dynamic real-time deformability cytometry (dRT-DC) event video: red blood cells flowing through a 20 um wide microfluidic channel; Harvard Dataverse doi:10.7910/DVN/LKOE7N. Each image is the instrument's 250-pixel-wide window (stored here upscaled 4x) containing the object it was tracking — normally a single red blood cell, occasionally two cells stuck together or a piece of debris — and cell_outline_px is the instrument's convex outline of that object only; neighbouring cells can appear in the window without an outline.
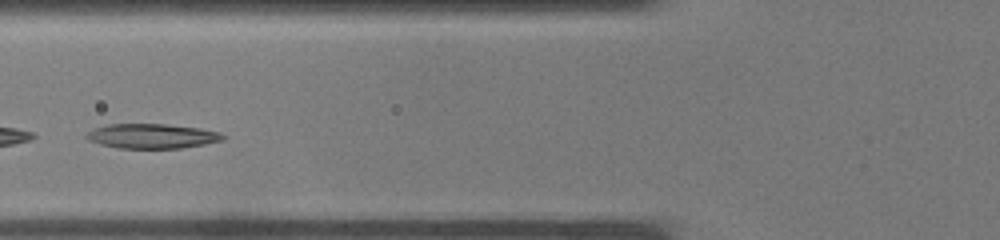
{"species": "common noctule bat (a hibernating species)", "species_latin": "Nyctalus noctula", "temperature_condition": "warm", "stored_images_in_passage": 30, "camera_frame_rate_fps": 3000, "um_per_image_px": 0.085, "animal": {"sex": "male", "body_mass_g": 19.0, "forearm_length_mm": 50.8}, "frame": {"image": 1, "passage_image": 9, "time_ms": 2.667, "image_size_px": [1000, 240], "cell_outline_px": [[228, 136], [220, 140], [204, 144], [180, 148], [116, 148], [100, 144], [88, 140], [84, 136], [88, 132], [96, 128], [108, 124], [164, 124], [200, 128], [220, 132]], "centroid_in_image_um": [12.91, 11.57], "position_along_channel_um": 112.9, "area_um2": 19.54}}
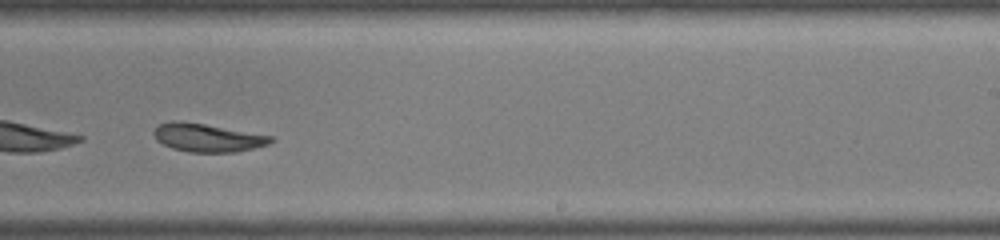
{"frame": {"image": 2, "passage_image": 18, "time_ms": 5.667, "image_size_px": [1000, 240], "cell_outline_px": [[276, 140], [268, 144], [236, 152], [188, 152], [172, 148], [156, 140], [152, 132], [160, 124], [172, 120], [180, 120], [204, 124], [272, 136]], "centroid_in_image_um": [17.61, 11.7], "position_along_channel_um": 271.4, "area_um2": 19.13}}